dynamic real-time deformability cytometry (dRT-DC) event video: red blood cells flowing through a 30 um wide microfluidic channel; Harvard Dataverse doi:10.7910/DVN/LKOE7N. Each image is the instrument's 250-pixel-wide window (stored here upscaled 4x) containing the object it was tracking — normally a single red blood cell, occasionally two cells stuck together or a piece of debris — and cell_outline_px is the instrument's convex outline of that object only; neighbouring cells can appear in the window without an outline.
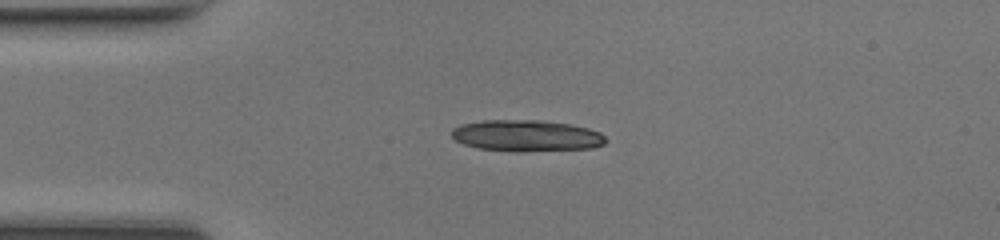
{"species": "common noctule bat (a hibernating species)", "species_latin": "Nyctalus noctula", "temperature_condition": "room temperature", "stored_images_in_passage": 37, "segment_of_instrument_passage": [1, 2], "camera_frame_rate_fps": 3000, "um_per_image_px": 0.085, "animal": {"sex": "female", "body_mass_g": 17.0, "forearm_length_mm": 48.0}, "frame": {"image": 1, "passage_image": 1, "time_ms": 0.0, "image_size_px": [1000, 240], "cell_outline_px": [[608, 140], [604, 144], [592, 148], [524, 152], [516, 152], [480, 148], [464, 144], [456, 140], [452, 136], [452, 128], [460, 124], [484, 120], [540, 120], [572, 124], [588, 128], [600, 132]], "centroid_in_image_um": [44.78, 11.53], "position_along_channel_um": 40.2, "area_um2": 28.44}}